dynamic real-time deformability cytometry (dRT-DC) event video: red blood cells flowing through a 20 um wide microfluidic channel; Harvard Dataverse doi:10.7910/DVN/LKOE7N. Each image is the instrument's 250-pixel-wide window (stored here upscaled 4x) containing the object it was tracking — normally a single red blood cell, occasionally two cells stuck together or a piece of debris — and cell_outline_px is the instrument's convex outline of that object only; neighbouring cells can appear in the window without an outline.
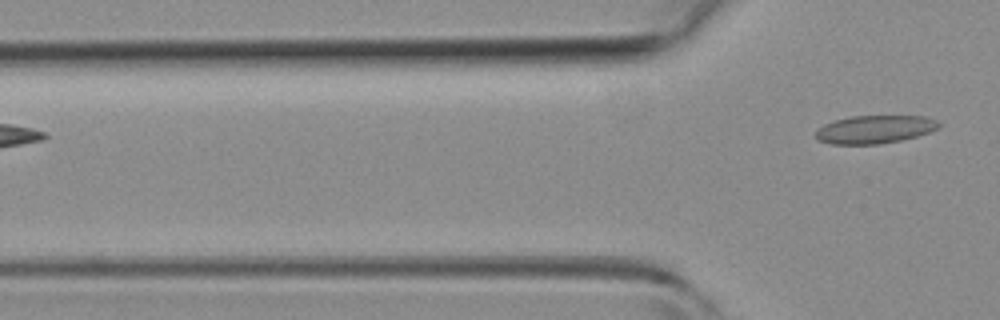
{"species": "common noctule bat (a hibernating species)", "species_latin": "Nyctalus noctula", "temperature_condition": "room temperature", "stored_images_in_passage": 3, "camera_frame_rate_fps": 3000, "um_per_image_px": 0.085, "animal": {"sex": "female", "body_mass_g": 19.3, "forearm_length_mm": 54.1}, "frame": {"image": 1, "passage_image": 3, "time_ms": 2.667, "image_size_px": [1000, 320], "cell_outline_px": [[940, 128], [916, 136], [900, 140], [880, 144], [832, 144], [816, 140], [816, 132], [824, 124], [836, 120], [852, 116], [924, 116], [936, 120], [940, 124]], "centroid_in_image_um": [74.35, 11.0], "position_along_channel_um": 51.4, "area_um2": 20.0}}